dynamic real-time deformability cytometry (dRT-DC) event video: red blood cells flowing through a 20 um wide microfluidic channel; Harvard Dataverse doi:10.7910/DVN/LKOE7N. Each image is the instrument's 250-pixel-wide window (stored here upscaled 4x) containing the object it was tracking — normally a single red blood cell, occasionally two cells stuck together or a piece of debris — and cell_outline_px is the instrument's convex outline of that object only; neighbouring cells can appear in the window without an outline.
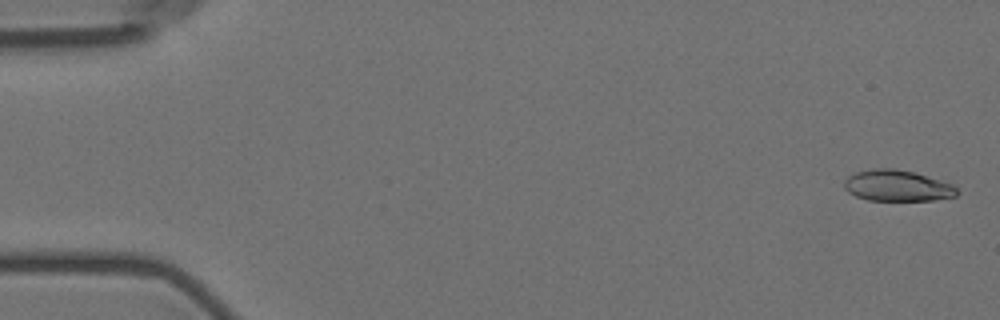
{"species": "Egyptian fruit bat (a non-hibernating species)", "species_latin": "Rousettus aegyptiacus", "temperature_condition": "room temperature", "stored_images_in_passage": 8, "camera_frame_rate_fps": 3000, "um_per_image_px": 0.085, "animal": {"sex": "female"}, "frame": {"image": 1, "passage_image": 1, "time_ms": 0.0, "image_size_px": [1000, 320], "cell_outline_px": [[960, 192], [956, 196], [932, 200], [868, 200], [856, 196], [848, 192], [844, 188], [844, 180], [848, 176], [856, 172], [876, 168], [892, 168], [912, 172], [940, 180], [952, 184]], "centroid_in_image_um": [76.25, 15.79], "position_along_channel_um": 8.7, "area_um2": 20.29}}
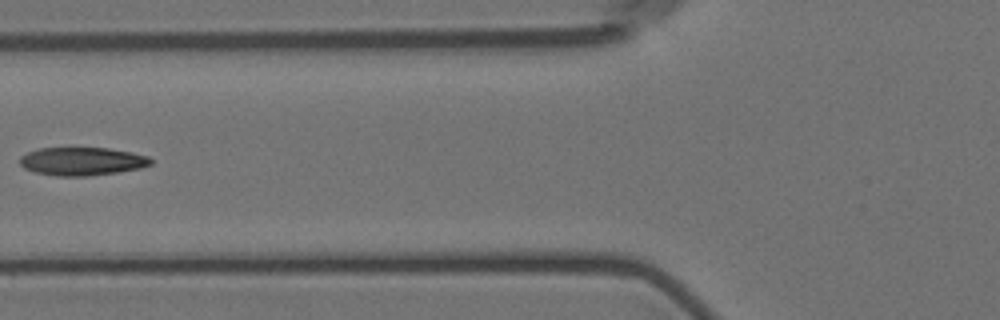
{"frame": {"image": 2, "passage_image": 7, "time_ms": 7.0, "image_size_px": [1000, 320], "cell_outline_px": [[152, 164], [140, 168], [116, 172], [88, 176], [56, 176], [36, 172], [24, 168], [20, 164], [20, 156], [28, 152], [40, 148], [108, 148], [132, 152], [148, 156], [152, 160]], "centroid_in_image_um": [6.98, 13.71], "position_along_channel_um": 118.8, "area_um2": 21.44}}
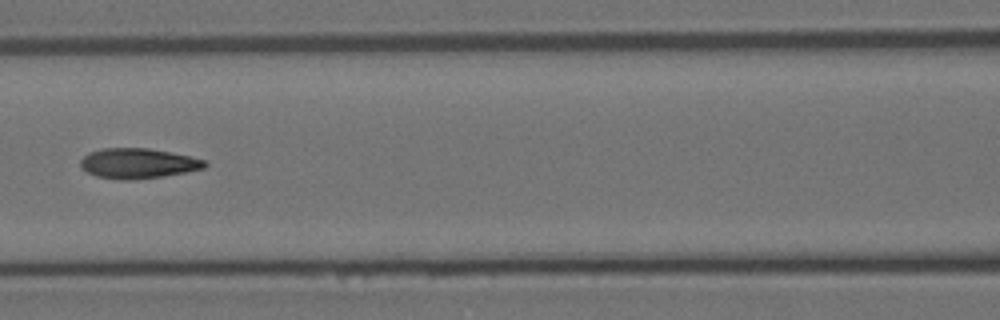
{"frame": {"image": 3, "passage_image": 8, "time_ms": 8.0, "image_size_px": [1000, 320], "cell_outline_px": [[208, 164], [204, 168], [164, 176], [128, 180], [120, 180], [96, 176], [80, 168], [80, 160], [88, 152], [100, 148], [148, 148], [188, 156], [204, 160]], "centroid_in_image_um": [11.67, 13.88], "position_along_channel_um": 154.9, "area_um2": 21.73}}